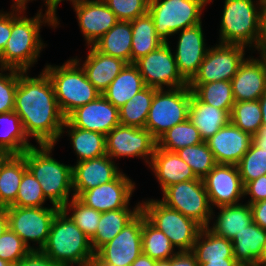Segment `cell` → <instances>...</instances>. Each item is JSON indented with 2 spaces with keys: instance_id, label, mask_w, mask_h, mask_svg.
Returning a JSON list of instances; mask_svg holds the SVG:
<instances>
[{
  "instance_id": "36",
  "label": "cell",
  "mask_w": 266,
  "mask_h": 266,
  "mask_svg": "<svg viewBox=\"0 0 266 266\" xmlns=\"http://www.w3.org/2000/svg\"><path fill=\"white\" fill-rule=\"evenodd\" d=\"M192 252L199 266L207 260L235 259L232 241L213 234L206 227L198 234Z\"/></svg>"
},
{
  "instance_id": "23",
  "label": "cell",
  "mask_w": 266,
  "mask_h": 266,
  "mask_svg": "<svg viewBox=\"0 0 266 266\" xmlns=\"http://www.w3.org/2000/svg\"><path fill=\"white\" fill-rule=\"evenodd\" d=\"M253 136L231 122L206 140L217 164L237 165L252 144Z\"/></svg>"
},
{
  "instance_id": "30",
  "label": "cell",
  "mask_w": 266,
  "mask_h": 266,
  "mask_svg": "<svg viewBox=\"0 0 266 266\" xmlns=\"http://www.w3.org/2000/svg\"><path fill=\"white\" fill-rule=\"evenodd\" d=\"M65 132L70 139V145L75 155H77V162L98 158L106 154L105 135L73 127L67 120H65L59 139L63 138Z\"/></svg>"
},
{
  "instance_id": "66",
  "label": "cell",
  "mask_w": 266,
  "mask_h": 266,
  "mask_svg": "<svg viewBox=\"0 0 266 266\" xmlns=\"http://www.w3.org/2000/svg\"><path fill=\"white\" fill-rule=\"evenodd\" d=\"M204 1H205V3L208 4V5H209L210 3H213V2H214V0H204Z\"/></svg>"
},
{
  "instance_id": "62",
  "label": "cell",
  "mask_w": 266,
  "mask_h": 266,
  "mask_svg": "<svg viewBox=\"0 0 266 266\" xmlns=\"http://www.w3.org/2000/svg\"><path fill=\"white\" fill-rule=\"evenodd\" d=\"M257 266H266V243L263 248V253L261 258L258 260V265Z\"/></svg>"
},
{
  "instance_id": "64",
  "label": "cell",
  "mask_w": 266,
  "mask_h": 266,
  "mask_svg": "<svg viewBox=\"0 0 266 266\" xmlns=\"http://www.w3.org/2000/svg\"><path fill=\"white\" fill-rule=\"evenodd\" d=\"M0 266H13V265L0 258Z\"/></svg>"
},
{
  "instance_id": "1",
  "label": "cell",
  "mask_w": 266,
  "mask_h": 266,
  "mask_svg": "<svg viewBox=\"0 0 266 266\" xmlns=\"http://www.w3.org/2000/svg\"><path fill=\"white\" fill-rule=\"evenodd\" d=\"M28 72L19 70L14 111L29 140L34 138L36 145L58 144L66 117L59 108L53 84L44 70L33 77Z\"/></svg>"
},
{
  "instance_id": "60",
  "label": "cell",
  "mask_w": 266,
  "mask_h": 266,
  "mask_svg": "<svg viewBox=\"0 0 266 266\" xmlns=\"http://www.w3.org/2000/svg\"><path fill=\"white\" fill-rule=\"evenodd\" d=\"M29 1H36V0H12V5L10 10H17V11H25L28 9L26 5L30 3Z\"/></svg>"
},
{
  "instance_id": "48",
  "label": "cell",
  "mask_w": 266,
  "mask_h": 266,
  "mask_svg": "<svg viewBox=\"0 0 266 266\" xmlns=\"http://www.w3.org/2000/svg\"><path fill=\"white\" fill-rule=\"evenodd\" d=\"M119 21H132L148 13L150 0H103Z\"/></svg>"
},
{
  "instance_id": "38",
  "label": "cell",
  "mask_w": 266,
  "mask_h": 266,
  "mask_svg": "<svg viewBox=\"0 0 266 266\" xmlns=\"http://www.w3.org/2000/svg\"><path fill=\"white\" fill-rule=\"evenodd\" d=\"M142 253L156 261L169 260L177 251L169 238L142 212Z\"/></svg>"
},
{
  "instance_id": "56",
  "label": "cell",
  "mask_w": 266,
  "mask_h": 266,
  "mask_svg": "<svg viewBox=\"0 0 266 266\" xmlns=\"http://www.w3.org/2000/svg\"><path fill=\"white\" fill-rule=\"evenodd\" d=\"M200 266H242L236 259L207 260Z\"/></svg>"
},
{
  "instance_id": "32",
  "label": "cell",
  "mask_w": 266,
  "mask_h": 266,
  "mask_svg": "<svg viewBox=\"0 0 266 266\" xmlns=\"http://www.w3.org/2000/svg\"><path fill=\"white\" fill-rule=\"evenodd\" d=\"M93 47L102 54L123 59L131 63V21H118Z\"/></svg>"
},
{
  "instance_id": "7",
  "label": "cell",
  "mask_w": 266,
  "mask_h": 266,
  "mask_svg": "<svg viewBox=\"0 0 266 266\" xmlns=\"http://www.w3.org/2000/svg\"><path fill=\"white\" fill-rule=\"evenodd\" d=\"M141 211L169 238L177 252L192 251L195 240L203 228L195 220L167 207L160 198L142 200Z\"/></svg>"
},
{
  "instance_id": "17",
  "label": "cell",
  "mask_w": 266,
  "mask_h": 266,
  "mask_svg": "<svg viewBox=\"0 0 266 266\" xmlns=\"http://www.w3.org/2000/svg\"><path fill=\"white\" fill-rule=\"evenodd\" d=\"M203 182L213 209L245 200L244 185L237 165L217 164L203 178Z\"/></svg>"
},
{
  "instance_id": "37",
  "label": "cell",
  "mask_w": 266,
  "mask_h": 266,
  "mask_svg": "<svg viewBox=\"0 0 266 266\" xmlns=\"http://www.w3.org/2000/svg\"><path fill=\"white\" fill-rule=\"evenodd\" d=\"M156 90V88L146 86L135 94L131 100L121 106L118 109L120 124L145 128L149 109Z\"/></svg>"
},
{
  "instance_id": "22",
  "label": "cell",
  "mask_w": 266,
  "mask_h": 266,
  "mask_svg": "<svg viewBox=\"0 0 266 266\" xmlns=\"http://www.w3.org/2000/svg\"><path fill=\"white\" fill-rule=\"evenodd\" d=\"M231 85L235 102L259 100L266 91V59L246 56Z\"/></svg>"
},
{
  "instance_id": "27",
  "label": "cell",
  "mask_w": 266,
  "mask_h": 266,
  "mask_svg": "<svg viewBox=\"0 0 266 266\" xmlns=\"http://www.w3.org/2000/svg\"><path fill=\"white\" fill-rule=\"evenodd\" d=\"M231 111H225L201 102L193 93L189 104V120L199 130L203 141L214 136L230 123Z\"/></svg>"
},
{
  "instance_id": "26",
  "label": "cell",
  "mask_w": 266,
  "mask_h": 266,
  "mask_svg": "<svg viewBox=\"0 0 266 266\" xmlns=\"http://www.w3.org/2000/svg\"><path fill=\"white\" fill-rule=\"evenodd\" d=\"M217 209L218 213L215 210L212 211L211 226L208 225L206 228L219 237L232 240L238 232L240 233L253 222L252 209L248 203L241 202L217 207Z\"/></svg>"
},
{
  "instance_id": "40",
  "label": "cell",
  "mask_w": 266,
  "mask_h": 266,
  "mask_svg": "<svg viewBox=\"0 0 266 266\" xmlns=\"http://www.w3.org/2000/svg\"><path fill=\"white\" fill-rule=\"evenodd\" d=\"M204 142L199 130L189 118L180 124L173 126L157 140V147L170 152H176L187 146Z\"/></svg>"
},
{
  "instance_id": "51",
  "label": "cell",
  "mask_w": 266,
  "mask_h": 266,
  "mask_svg": "<svg viewBox=\"0 0 266 266\" xmlns=\"http://www.w3.org/2000/svg\"><path fill=\"white\" fill-rule=\"evenodd\" d=\"M12 30V10H0V54L5 49L11 36Z\"/></svg>"
},
{
  "instance_id": "47",
  "label": "cell",
  "mask_w": 266,
  "mask_h": 266,
  "mask_svg": "<svg viewBox=\"0 0 266 266\" xmlns=\"http://www.w3.org/2000/svg\"><path fill=\"white\" fill-rule=\"evenodd\" d=\"M19 70L0 67V114L14 111Z\"/></svg>"
},
{
  "instance_id": "18",
  "label": "cell",
  "mask_w": 266,
  "mask_h": 266,
  "mask_svg": "<svg viewBox=\"0 0 266 266\" xmlns=\"http://www.w3.org/2000/svg\"><path fill=\"white\" fill-rule=\"evenodd\" d=\"M202 22L176 33L178 41L173 51L178 71L189 83L197 74L209 47L204 38Z\"/></svg>"
},
{
  "instance_id": "19",
  "label": "cell",
  "mask_w": 266,
  "mask_h": 266,
  "mask_svg": "<svg viewBox=\"0 0 266 266\" xmlns=\"http://www.w3.org/2000/svg\"><path fill=\"white\" fill-rule=\"evenodd\" d=\"M66 120L73 126L107 135L119 122V111L102 94L72 111Z\"/></svg>"
},
{
  "instance_id": "49",
  "label": "cell",
  "mask_w": 266,
  "mask_h": 266,
  "mask_svg": "<svg viewBox=\"0 0 266 266\" xmlns=\"http://www.w3.org/2000/svg\"><path fill=\"white\" fill-rule=\"evenodd\" d=\"M249 199L246 203L249 205L266 199V175L248 182L244 186V197Z\"/></svg>"
},
{
  "instance_id": "50",
  "label": "cell",
  "mask_w": 266,
  "mask_h": 266,
  "mask_svg": "<svg viewBox=\"0 0 266 266\" xmlns=\"http://www.w3.org/2000/svg\"><path fill=\"white\" fill-rule=\"evenodd\" d=\"M13 266H62V265L52 261L41 251H31L27 256H25L22 260L18 261Z\"/></svg>"
},
{
  "instance_id": "34",
  "label": "cell",
  "mask_w": 266,
  "mask_h": 266,
  "mask_svg": "<svg viewBox=\"0 0 266 266\" xmlns=\"http://www.w3.org/2000/svg\"><path fill=\"white\" fill-rule=\"evenodd\" d=\"M132 48L131 63L158 49L165 43L156 33L154 22L149 13L131 21Z\"/></svg>"
},
{
  "instance_id": "42",
  "label": "cell",
  "mask_w": 266,
  "mask_h": 266,
  "mask_svg": "<svg viewBox=\"0 0 266 266\" xmlns=\"http://www.w3.org/2000/svg\"><path fill=\"white\" fill-rule=\"evenodd\" d=\"M176 153L190 166L199 179H203L217 165L206 141L184 147Z\"/></svg>"
},
{
  "instance_id": "10",
  "label": "cell",
  "mask_w": 266,
  "mask_h": 266,
  "mask_svg": "<svg viewBox=\"0 0 266 266\" xmlns=\"http://www.w3.org/2000/svg\"><path fill=\"white\" fill-rule=\"evenodd\" d=\"M6 210L9 228L23 240L30 250L41 251L47 242L52 221L60 208L54 205L51 207L9 206Z\"/></svg>"
},
{
  "instance_id": "4",
  "label": "cell",
  "mask_w": 266,
  "mask_h": 266,
  "mask_svg": "<svg viewBox=\"0 0 266 266\" xmlns=\"http://www.w3.org/2000/svg\"><path fill=\"white\" fill-rule=\"evenodd\" d=\"M41 252L62 266H90L95 252L88 238L62 209L54 217Z\"/></svg>"
},
{
  "instance_id": "33",
  "label": "cell",
  "mask_w": 266,
  "mask_h": 266,
  "mask_svg": "<svg viewBox=\"0 0 266 266\" xmlns=\"http://www.w3.org/2000/svg\"><path fill=\"white\" fill-rule=\"evenodd\" d=\"M15 111L0 114V155L23 154L33 147Z\"/></svg>"
},
{
  "instance_id": "45",
  "label": "cell",
  "mask_w": 266,
  "mask_h": 266,
  "mask_svg": "<svg viewBox=\"0 0 266 266\" xmlns=\"http://www.w3.org/2000/svg\"><path fill=\"white\" fill-rule=\"evenodd\" d=\"M48 201L42 191L40 183L27 169L23 173L17 198L11 206L15 207H46Z\"/></svg>"
},
{
  "instance_id": "65",
  "label": "cell",
  "mask_w": 266,
  "mask_h": 266,
  "mask_svg": "<svg viewBox=\"0 0 266 266\" xmlns=\"http://www.w3.org/2000/svg\"><path fill=\"white\" fill-rule=\"evenodd\" d=\"M91 265L92 266H112V265H108V264H105V263H92Z\"/></svg>"
},
{
  "instance_id": "6",
  "label": "cell",
  "mask_w": 266,
  "mask_h": 266,
  "mask_svg": "<svg viewBox=\"0 0 266 266\" xmlns=\"http://www.w3.org/2000/svg\"><path fill=\"white\" fill-rule=\"evenodd\" d=\"M43 70L53 84L56 100L65 117L101 95L87 79L82 67L71 57L62 65L46 63Z\"/></svg>"
},
{
  "instance_id": "41",
  "label": "cell",
  "mask_w": 266,
  "mask_h": 266,
  "mask_svg": "<svg viewBox=\"0 0 266 266\" xmlns=\"http://www.w3.org/2000/svg\"><path fill=\"white\" fill-rule=\"evenodd\" d=\"M230 122L252 136L257 134L262 126L259 100L235 102L230 114Z\"/></svg>"
},
{
  "instance_id": "54",
  "label": "cell",
  "mask_w": 266,
  "mask_h": 266,
  "mask_svg": "<svg viewBox=\"0 0 266 266\" xmlns=\"http://www.w3.org/2000/svg\"><path fill=\"white\" fill-rule=\"evenodd\" d=\"M252 218L262 229L266 230V199L250 204Z\"/></svg>"
},
{
  "instance_id": "29",
  "label": "cell",
  "mask_w": 266,
  "mask_h": 266,
  "mask_svg": "<svg viewBox=\"0 0 266 266\" xmlns=\"http://www.w3.org/2000/svg\"><path fill=\"white\" fill-rule=\"evenodd\" d=\"M233 255L242 265H258L266 243V230L251 222L231 240Z\"/></svg>"
},
{
  "instance_id": "21",
  "label": "cell",
  "mask_w": 266,
  "mask_h": 266,
  "mask_svg": "<svg viewBox=\"0 0 266 266\" xmlns=\"http://www.w3.org/2000/svg\"><path fill=\"white\" fill-rule=\"evenodd\" d=\"M72 165L73 193L78 197L83 191L106 184L121 173L119 166L107 154Z\"/></svg>"
},
{
  "instance_id": "59",
  "label": "cell",
  "mask_w": 266,
  "mask_h": 266,
  "mask_svg": "<svg viewBox=\"0 0 266 266\" xmlns=\"http://www.w3.org/2000/svg\"><path fill=\"white\" fill-rule=\"evenodd\" d=\"M9 228V219L7 210L4 207H0V236Z\"/></svg>"
},
{
  "instance_id": "61",
  "label": "cell",
  "mask_w": 266,
  "mask_h": 266,
  "mask_svg": "<svg viewBox=\"0 0 266 266\" xmlns=\"http://www.w3.org/2000/svg\"><path fill=\"white\" fill-rule=\"evenodd\" d=\"M259 105L262 112V126H266V91L259 98Z\"/></svg>"
},
{
  "instance_id": "3",
  "label": "cell",
  "mask_w": 266,
  "mask_h": 266,
  "mask_svg": "<svg viewBox=\"0 0 266 266\" xmlns=\"http://www.w3.org/2000/svg\"><path fill=\"white\" fill-rule=\"evenodd\" d=\"M54 147L55 145H35L22 155L27 169L40 183L45 198L61 209L75 197L72 165L61 163L52 157Z\"/></svg>"
},
{
  "instance_id": "12",
  "label": "cell",
  "mask_w": 266,
  "mask_h": 266,
  "mask_svg": "<svg viewBox=\"0 0 266 266\" xmlns=\"http://www.w3.org/2000/svg\"><path fill=\"white\" fill-rule=\"evenodd\" d=\"M169 43L134 62L146 86L156 89H174L188 85L181 76Z\"/></svg>"
},
{
  "instance_id": "24",
  "label": "cell",
  "mask_w": 266,
  "mask_h": 266,
  "mask_svg": "<svg viewBox=\"0 0 266 266\" xmlns=\"http://www.w3.org/2000/svg\"><path fill=\"white\" fill-rule=\"evenodd\" d=\"M87 49L89 52L85 60L82 61L77 56L72 58L82 67L87 79L102 94L126 66L127 62L117 57L102 54L93 46H87Z\"/></svg>"
},
{
  "instance_id": "28",
  "label": "cell",
  "mask_w": 266,
  "mask_h": 266,
  "mask_svg": "<svg viewBox=\"0 0 266 266\" xmlns=\"http://www.w3.org/2000/svg\"><path fill=\"white\" fill-rule=\"evenodd\" d=\"M26 170L22 154L0 155V207L6 208L15 202Z\"/></svg>"
},
{
  "instance_id": "53",
  "label": "cell",
  "mask_w": 266,
  "mask_h": 266,
  "mask_svg": "<svg viewBox=\"0 0 266 266\" xmlns=\"http://www.w3.org/2000/svg\"><path fill=\"white\" fill-rule=\"evenodd\" d=\"M170 266H199L192 251H180L170 258Z\"/></svg>"
},
{
  "instance_id": "11",
  "label": "cell",
  "mask_w": 266,
  "mask_h": 266,
  "mask_svg": "<svg viewBox=\"0 0 266 266\" xmlns=\"http://www.w3.org/2000/svg\"><path fill=\"white\" fill-rule=\"evenodd\" d=\"M160 200L167 207L195 220L203 228L210 225L211 207L203 179L189 180L170 185Z\"/></svg>"
},
{
  "instance_id": "46",
  "label": "cell",
  "mask_w": 266,
  "mask_h": 266,
  "mask_svg": "<svg viewBox=\"0 0 266 266\" xmlns=\"http://www.w3.org/2000/svg\"><path fill=\"white\" fill-rule=\"evenodd\" d=\"M32 250L10 228L0 236V258L16 264L27 256Z\"/></svg>"
},
{
  "instance_id": "31",
  "label": "cell",
  "mask_w": 266,
  "mask_h": 266,
  "mask_svg": "<svg viewBox=\"0 0 266 266\" xmlns=\"http://www.w3.org/2000/svg\"><path fill=\"white\" fill-rule=\"evenodd\" d=\"M146 87L134 63H127L102 95L118 109Z\"/></svg>"
},
{
  "instance_id": "9",
  "label": "cell",
  "mask_w": 266,
  "mask_h": 266,
  "mask_svg": "<svg viewBox=\"0 0 266 266\" xmlns=\"http://www.w3.org/2000/svg\"><path fill=\"white\" fill-rule=\"evenodd\" d=\"M191 95L188 85L155 91L145 128L156 141L173 126L188 119Z\"/></svg>"
},
{
  "instance_id": "5",
  "label": "cell",
  "mask_w": 266,
  "mask_h": 266,
  "mask_svg": "<svg viewBox=\"0 0 266 266\" xmlns=\"http://www.w3.org/2000/svg\"><path fill=\"white\" fill-rule=\"evenodd\" d=\"M265 0H224L219 43L242 45L251 51L259 36Z\"/></svg>"
},
{
  "instance_id": "39",
  "label": "cell",
  "mask_w": 266,
  "mask_h": 266,
  "mask_svg": "<svg viewBox=\"0 0 266 266\" xmlns=\"http://www.w3.org/2000/svg\"><path fill=\"white\" fill-rule=\"evenodd\" d=\"M188 86L201 102L225 111H232L235 100L231 81L221 80L210 83H188Z\"/></svg>"
},
{
  "instance_id": "13",
  "label": "cell",
  "mask_w": 266,
  "mask_h": 266,
  "mask_svg": "<svg viewBox=\"0 0 266 266\" xmlns=\"http://www.w3.org/2000/svg\"><path fill=\"white\" fill-rule=\"evenodd\" d=\"M217 43L209 45L197 74L189 83L231 81L235 76L249 49L242 45Z\"/></svg>"
},
{
  "instance_id": "16",
  "label": "cell",
  "mask_w": 266,
  "mask_h": 266,
  "mask_svg": "<svg viewBox=\"0 0 266 266\" xmlns=\"http://www.w3.org/2000/svg\"><path fill=\"white\" fill-rule=\"evenodd\" d=\"M136 183L122 172L116 179L106 184L83 191L77 198L87 207L99 212L119 209H141V201L130 207Z\"/></svg>"
},
{
  "instance_id": "57",
  "label": "cell",
  "mask_w": 266,
  "mask_h": 266,
  "mask_svg": "<svg viewBox=\"0 0 266 266\" xmlns=\"http://www.w3.org/2000/svg\"><path fill=\"white\" fill-rule=\"evenodd\" d=\"M256 146L266 151V126H261L257 134L253 135V141Z\"/></svg>"
},
{
  "instance_id": "44",
  "label": "cell",
  "mask_w": 266,
  "mask_h": 266,
  "mask_svg": "<svg viewBox=\"0 0 266 266\" xmlns=\"http://www.w3.org/2000/svg\"><path fill=\"white\" fill-rule=\"evenodd\" d=\"M237 168L244 186L248 182L266 175V151L252 142L248 151L238 162Z\"/></svg>"
},
{
  "instance_id": "43",
  "label": "cell",
  "mask_w": 266,
  "mask_h": 266,
  "mask_svg": "<svg viewBox=\"0 0 266 266\" xmlns=\"http://www.w3.org/2000/svg\"><path fill=\"white\" fill-rule=\"evenodd\" d=\"M61 209L69 214L70 219L88 238L95 235L101 212L87 207L77 197H73Z\"/></svg>"
},
{
  "instance_id": "8",
  "label": "cell",
  "mask_w": 266,
  "mask_h": 266,
  "mask_svg": "<svg viewBox=\"0 0 266 266\" xmlns=\"http://www.w3.org/2000/svg\"><path fill=\"white\" fill-rule=\"evenodd\" d=\"M204 0H150L148 13L157 35L165 42L181 30L202 22Z\"/></svg>"
},
{
  "instance_id": "20",
  "label": "cell",
  "mask_w": 266,
  "mask_h": 266,
  "mask_svg": "<svg viewBox=\"0 0 266 266\" xmlns=\"http://www.w3.org/2000/svg\"><path fill=\"white\" fill-rule=\"evenodd\" d=\"M85 46H93L119 20L103 0H84L73 6Z\"/></svg>"
},
{
  "instance_id": "14",
  "label": "cell",
  "mask_w": 266,
  "mask_h": 266,
  "mask_svg": "<svg viewBox=\"0 0 266 266\" xmlns=\"http://www.w3.org/2000/svg\"><path fill=\"white\" fill-rule=\"evenodd\" d=\"M157 141L146 128L119 124L106 135V154L112 159L141 158L149 166Z\"/></svg>"
},
{
  "instance_id": "35",
  "label": "cell",
  "mask_w": 266,
  "mask_h": 266,
  "mask_svg": "<svg viewBox=\"0 0 266 266\" xmlns=\"http://www.w3.org/2000/svg\"><path fill=\"white\" fill-rule=\"evenodd\" d=\"M140 212L141 209H119L102 212L97 231L90 239L94 252L111 241Z\"/></svg>"
},
{
  "instance_id": "15",
  "label": "cell",
  "mask_w": 266,
  "mask_h": 266,
  "mask_svg": "<svg viewBox=\"0 0 266 266\" xmlns=\"http://www.w3.org/2000/svg\"><path fill=\"white\" fill-rule=\"evenodd\" d=\"M142 211L111 241L101 246L92 263L130 266L142 253Z\"/></svg>"
},
{
  "instance_id": "58",
  "label": "cell",
  "mask_w": 266,
  "mask_h": 266,
  "mask_svg": "<svg viewBox=\"0 0 266 266\" xmlns=\"http://www.w3.org/2000/svg\"><path fill=\"white\" fill-rule=\"evenodd\" d=\"M130 266H157V261L141 253Z\"/></svg>"
},
{
  "instance_id": "52",
  "label": "cell",
  "mask_w": 266,
  "mask_h": 266,
  "mask_svg": "<svg viewBox=\"0 0 266 266\" xmlns=\"http://www.w3.org/2000/svg\"><path fill=\"white\" fill-rule=\"evenodd\" d=\"M256 50L259 54L258 57L266 59V8L262 12L260 19L259 36L251 52H256Z\"/></svg>"
},
{
  "instance_id": "63",
  "label": "cell",
  "mask_w": 266,
  "mask_h": 266,
  "mask_svg": "<svg viewBox=\"0 0 266 266\" xmlns=\"http://www.w3.org/2000/svg\"><path fill=\"white\" fill-rule=\"evenodd\" d=\"M157 266H170V259L164 261H157Z\"/></svg>"
},
{
  "instance_id": "55",
  "label": "cell",
  "mask_w": 266,
  "mask_h": 266,
  "mask_svg": "<svg viewBox=\"0 0 266 266\" xmlns=\"http://www.w3.org/2000/svg\"><path fill=\"white\" fill-rule=\"evenodd\" d=\"M44 2L45 4V14L50 16L55 22H56V27H59L60 21H59V17L57 16V9H58V5L65 1V0H41ZM70 1V3H72V7L81 3L84 0H66Z\"/></svg>"
},
{
  "instance_id": "25",
  "label": "cell",
  "mask_w": 266,
  "mask_h": 266,
  "mask_svg": "<svg viewBox=\"0 0 266 266\" xmlns=\"http://www.w3.org/2000/svg\"><path fill=\"white\" fill-rule=\"evenodd\" d=\"M148 168L156 177L162 192L170 185L199 179L176 152H170L157 146Z\"/></svg>"
},
{
  "instance_id": "2",
  "label": "cell",
  "mask_w": 266,
  "mask_h": 266,
  "mask_svg": "<svg viewBox=\"0 0 266 266\" xmlns=\"http://www.w3.org/2000/svg\"><path fill=\"white\" fill-rule=\"evenodd\" d=\"M42 7L31 18L25 11L12 10L11 36L0 54V67L29 71L38 62L40 53L48 45L42 40L40 29L43 25L57 29L56 22L43 14Z\"/></svg>"
}]
</instances>
